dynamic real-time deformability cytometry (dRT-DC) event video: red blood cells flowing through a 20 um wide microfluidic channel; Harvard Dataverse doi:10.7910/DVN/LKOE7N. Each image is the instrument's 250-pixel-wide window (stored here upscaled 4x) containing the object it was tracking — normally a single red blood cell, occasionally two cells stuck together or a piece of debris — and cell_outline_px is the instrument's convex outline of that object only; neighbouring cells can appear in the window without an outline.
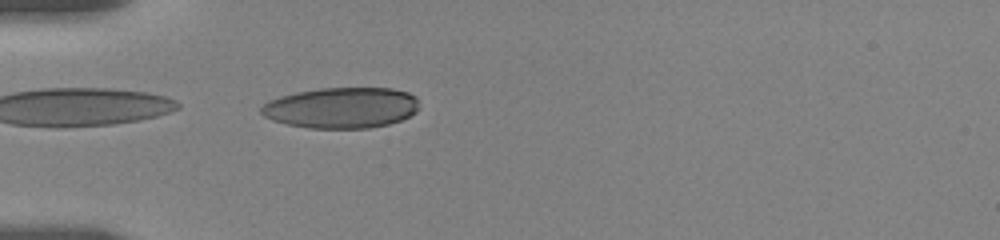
{"species": "human", "species_latin": "Homo sapiens", "temperature_condition": "room temperature", "stored_images_in_passage": 47, "camera_frame_rate_fps": 3000, "um_per_image_px": 0.085, "donor": {"sex": "female"}, "frame": {"image": 1, "passage_image": 13, "time_ms": 5.333, "image_size_px": [1000, 240], "cell_outline_px": [[420, 108], [416, 112], [400, 120], [388, 124], [368, 128], [308, 128], [288, 124], [272, 120], [264, 116], [260, 112], [260, 108], [268, 100], [280, 96], [296, 92], [320, 88], [392, 88], [408, 92], [416, 96]], "centroid_in_image_um": [29.03, 9.15], "position_along_channel_um": 56.0, "area_um2": 37.74}}
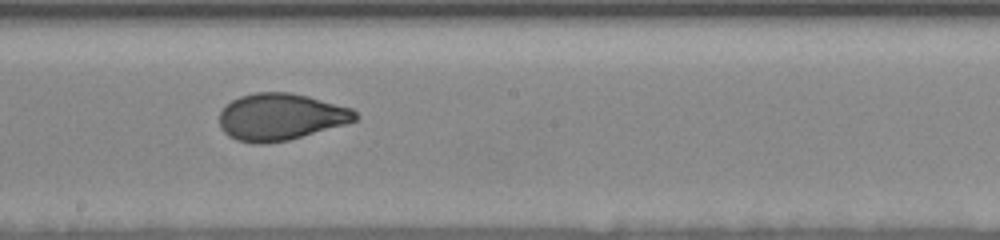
{"frame": {"image": 2, "passage_image": 28, "time_ms": 10.333, "image_size_px": [1000, 240], "cell_outline_px": [[360, 116], [356, 120], [344, 124], [288, 140], [264, 144], [256, 144], [236, 140], [228, 136], [220, 128], [220, 112], [232, 100], [240, 96], [256, 92], [288, 92], [308, 96], [352, 108]], "centroid_in_image_um": [23.84, 9.93], "position_along_channel_um": 224.4, "area_um2": 36.99}}
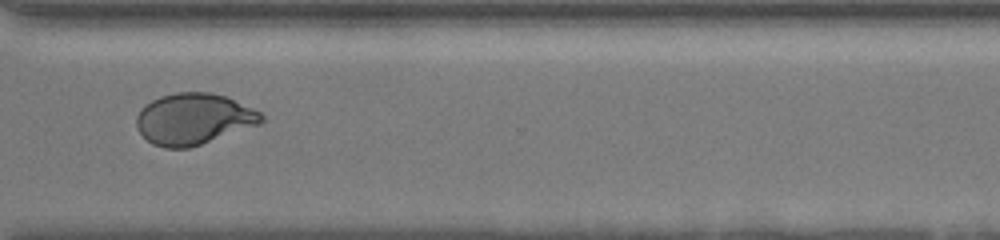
{"frame": {"image": 3, "passage_image": 39, "time_ms": 14.0, "image_size_px": [1000, 240], "cell_outline_px": [[264, 120], [260, 124], [188, 148], [164, 148], [152, 144], [136, 128], [136, 116], [140, 108], [144, 104], [160, 96], [176, 92], [208, 92], [224, 96], [252, 108], [260, 112], [264, 116]], "centroid_in_image_um": [16.42, 10.11], "position_along_channel_um": 354.2, "area_um2": 37.17}, "authors_computed_cell_mechanics": {"area_um2": 37.7434, "velocity_mm_per_s": 3.5528, "shape_relaxation_time_tau1_ms": 6.338, "shape_relaxation_time_tau2_ms": 0.8771, "deformation_change_tau1": 0.2058, "deformation_change_tau2": 0.0564}}